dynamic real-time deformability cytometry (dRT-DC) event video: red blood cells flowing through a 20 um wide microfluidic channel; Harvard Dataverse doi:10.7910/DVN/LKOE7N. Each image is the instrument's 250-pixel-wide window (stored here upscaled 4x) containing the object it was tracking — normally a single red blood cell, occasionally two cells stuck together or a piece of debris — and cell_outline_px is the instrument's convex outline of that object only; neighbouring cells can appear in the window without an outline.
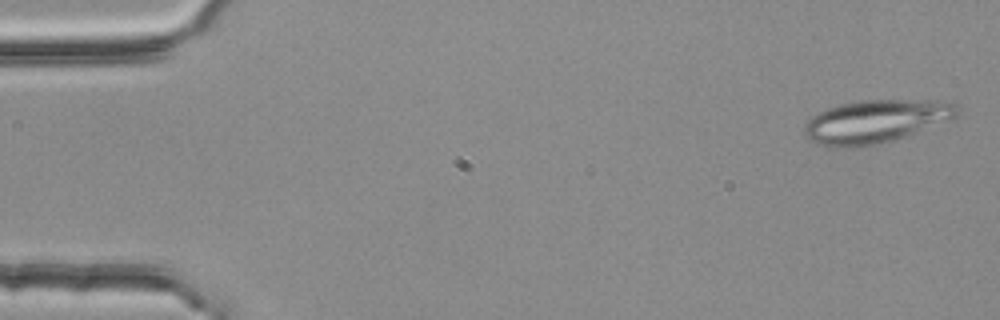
{"species": "common noctule bat (a hibernating species)", "species_latin": "Nyctalus noctula", "temperature_condition": "room temperature", "stored_images_in_passage": 4, "camera_frame_rate_fps": 3000, "um_per_image_px": 0.085, "animal": {"sex": "female", "body_mass_g": 25.1}, "frame": {"image": 1, "passage_image": 1, "time_ms": 0.0, "image_size_px": [1000, 320], "cell_outline_px": [[960, 112], [956, 116], [904, 136], [892, 140], [860, 148], [832, 148], [816, 144], [804, 132], [804, 124], [816, 112], [840, 104], [864, 100], [952, 100], [960, 108]], "centroid_in_image_um": [74.41, 10.31], "position_along_channel_um": 10.6, "area_um2": 38.44}}